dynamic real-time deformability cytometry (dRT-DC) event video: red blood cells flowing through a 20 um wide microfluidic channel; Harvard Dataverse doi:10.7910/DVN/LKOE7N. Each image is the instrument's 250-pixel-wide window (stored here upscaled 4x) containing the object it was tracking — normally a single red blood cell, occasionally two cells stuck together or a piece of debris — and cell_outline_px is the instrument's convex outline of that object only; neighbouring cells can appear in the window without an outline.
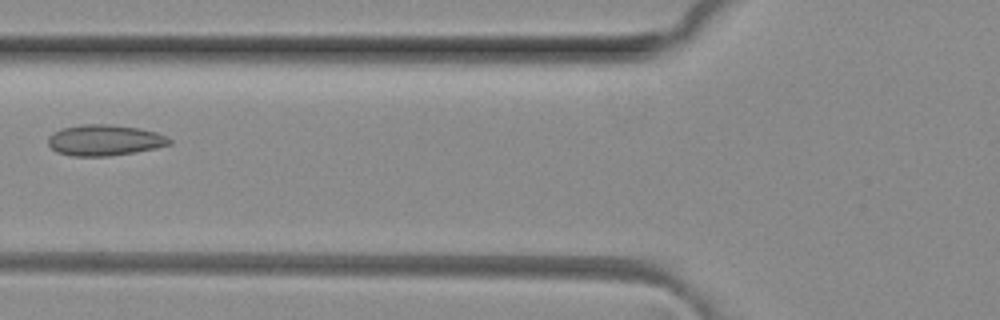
{"species": "common noctule bat (a hibernating species)", "species_latin": "Nyctalus noctula", "temperature_condition": "room temperature", "stored_images_in_passage": 2, "camera_frame_rate_fps": 3000, "um_per_image_px": 0.085, "animal": {"sex": "female", "body_mass_g": 29.2, "forearm_length_mm": 56.3}, "frame": {"image": 1, "passage_image": 2, "time_ms": 0.333, "image_size_px": [1000, 320], "cell_outline_px": [[172, 144], [132, 152], [108, 156], [72, 156], [56, 152], [48, 144], [48, 136], [52, 132], [60, 128], [80, 124], [108, 124], [136, 128], [156, 132], [172, 140]], "centroid_in_image_um": [8.81, 11.91], "position_along_channel_um": 117.0, "area_um2": 21.73}}